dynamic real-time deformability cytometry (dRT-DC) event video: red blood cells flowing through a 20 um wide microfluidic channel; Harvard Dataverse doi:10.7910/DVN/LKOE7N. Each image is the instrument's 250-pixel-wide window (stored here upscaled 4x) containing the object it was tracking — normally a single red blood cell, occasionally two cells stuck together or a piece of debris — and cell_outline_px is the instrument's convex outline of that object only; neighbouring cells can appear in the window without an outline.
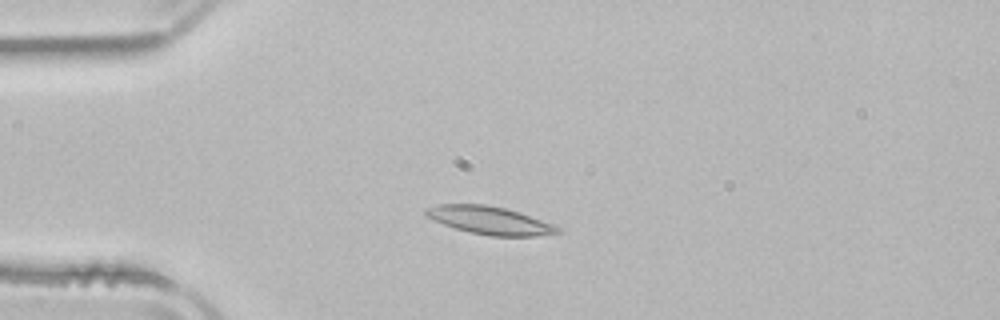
{"species": "common noctule bat (a hibernating species)", "species_latin": "Nyctalus noctula", "temperature_condition": "room temperature", "stored_images_in_passage": 40, "camera_frame_rate_fps": 3000, "um_per_image_px": 0.085, "animal": {"sex": "male", "body_mass_g": 21.5, "forearm_length_mm": 52.0}, "frame": {"image": 1, "passage_image": 1, "time_ms": 0.0, "image_size_px": [1000, 320], "cell_outline_px": [[560, 232], [536, 236], [488, 236], [456, 228], [444, 224], [428, 216], [424, 212], [424, 208], [440, 204], [484, 204], [504, 208], [520, 212], [552, 224], [560, 228]], "centroid_in_image_um": [41.63, 18.72], "position_along_channel_um": 43.4, "area_um2": 21.1}}
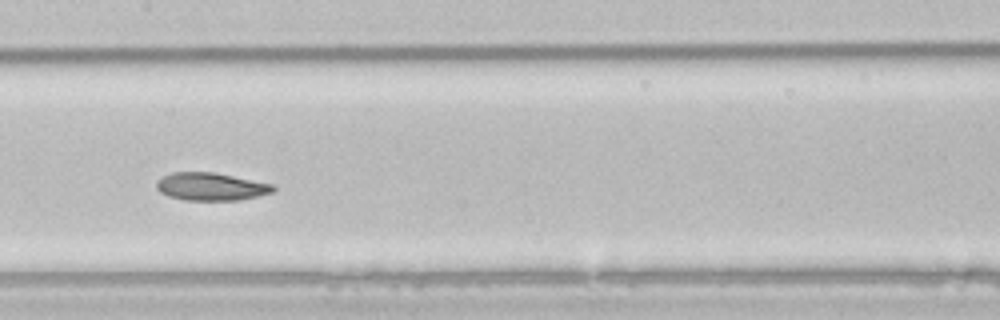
{"frame": {"image": 2, "passage_image": 14, "time_ms": 4.333, "image_size_px": [1000, 320], "cell_outline_px": [[276, 188], [272, 192], [240, 200], [184, 200], [168, 196], [160, 192], [156, 188], [156, 180], [172, 172], [212, 172], [272, 184]], "centroid_in_image_um": [17.88, 15.86], "position_along_channel_um": 189.5, "area_um2": 18.73}}
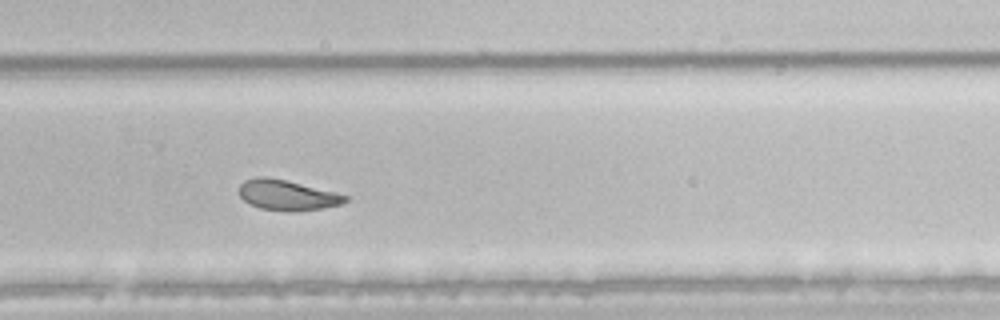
{"frame": {"image": 3, "passage_image": 23, "time_ms": 7.333, "image_size_px": [1000, 320], "cell_outline_px": [[348, 200], [340, 204], [320, 208], [296, 212], [288, 212], [260, 208], [244, 200], [240, 196], [240, 184], [244, 180], [256, 176], [264, 176], [284, 180], [336, 192], [348, 196]], "centroid_in_image_um": [24.4, 16.59], "position_along_channel_um": 305.4, "area_um2": 18.61}, "authors_computed_cell_mechanics": {"area_um2": 20.3456, "velocity_mm_per_s": 3.8798, "shape_relaxation_time_tau1_ms": 6.6695, "shape_relaxation_time_tau2_ms": 3.4553, "deformation_change_tau1": 0.1572, "deformation_change_tau2": 0.092}}